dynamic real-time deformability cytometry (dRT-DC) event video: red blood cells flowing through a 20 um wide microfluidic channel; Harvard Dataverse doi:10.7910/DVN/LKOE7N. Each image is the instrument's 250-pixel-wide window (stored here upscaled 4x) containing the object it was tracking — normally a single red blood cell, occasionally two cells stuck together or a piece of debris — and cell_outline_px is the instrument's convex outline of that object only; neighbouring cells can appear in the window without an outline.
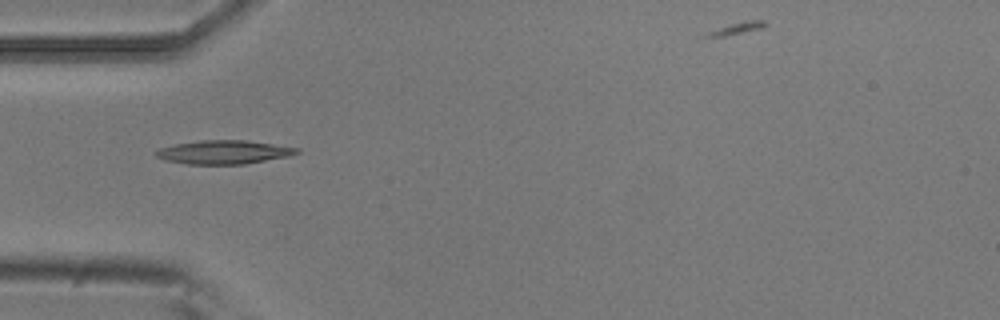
{"species": "common noctule bat (a hibernating species)", "species_latin": "Nyctalus noctula", "temperature_condition": "room temperature", "stored_images_in_passage": 5, "camera_frame_rate_fps": 3000, "um_per_image_px": 0.085, "animal": {"sex": "male", "body_mass_g": 20.5, "forearm_length_mm": 52.5}, "frame": {"image": 1, "passage_image": 5, "time_ms": 1.333, "image_size_px": [1000, 320], "cell_outline_px": [[300, 152], [288, 156], [244, 164], [188, 164], [164, 160], [156, 156], [156, 152], [160, 148], [176, 144], [200, 140], [244, 140], [300, 148]], "centroid_in_image_um": [19.02, 12.93], "position_along_channel_um": 66.0, "area_um2": 19.19}}